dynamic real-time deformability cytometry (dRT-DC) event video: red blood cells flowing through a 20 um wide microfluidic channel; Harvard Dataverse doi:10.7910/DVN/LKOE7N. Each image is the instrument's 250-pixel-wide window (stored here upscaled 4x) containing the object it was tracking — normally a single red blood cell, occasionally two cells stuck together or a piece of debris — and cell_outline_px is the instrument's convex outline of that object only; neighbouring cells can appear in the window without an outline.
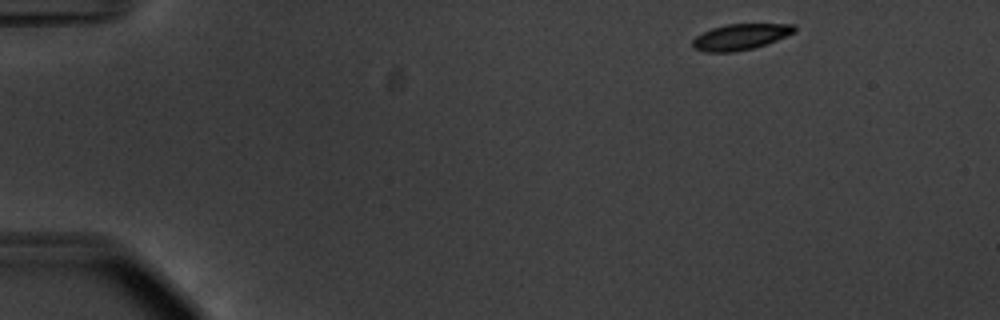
{"species": "common noctule bat (a hibernating species)", "species_latin": "Nyctalus noctula", "temperature_condition": "warm", "stored_images_in_passage": 11, "camera_frame_rate_fps": 3000, "um_per_image_px": 0.085, "animal": {"sex": "male", "body_mass_g": 20.1, "forearm_length_mm": 53.5}, "frame": {"image": 1, "passage_image": 1, "time_ms": 0.0, "image_size_px": [1000, 320], "cell_outline_px": [[796, 32], [776, 40], [752, 48], [732, 52], [704, 52], [692, 48], [692, 40], [696, 36], [712, 28], [728, 24], [796, 24]], "centroid_in_image_um": [62.92, 3.13], "position_along_channel_um": 22.1, "area_um2": 15.32}}